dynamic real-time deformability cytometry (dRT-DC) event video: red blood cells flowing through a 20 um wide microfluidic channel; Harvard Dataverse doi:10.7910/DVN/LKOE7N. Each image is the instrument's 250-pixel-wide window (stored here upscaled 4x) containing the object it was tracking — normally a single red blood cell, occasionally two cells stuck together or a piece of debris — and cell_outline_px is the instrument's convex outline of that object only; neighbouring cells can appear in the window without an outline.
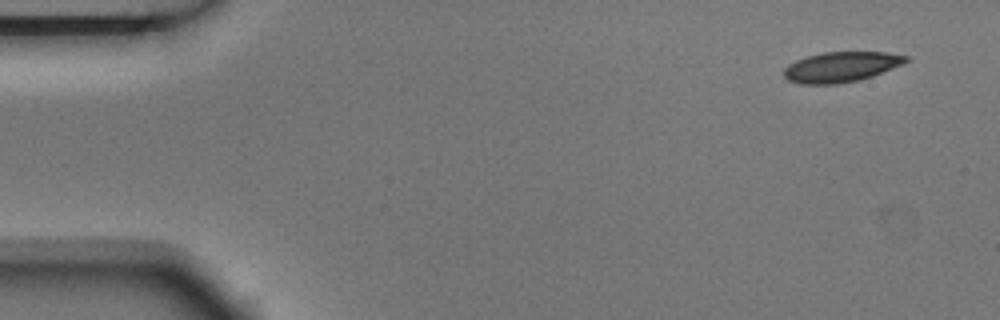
{"species": "Egyptian fruit bat (a non-hibernating species)", "species_latin": "Rousettus aegyptiacus", "temperature_condition": "room temperature", "stored_images_in_passage": 5, "camera_frame_rate_fps": 3000, "um_per_image_px": 0.085, "animal": {"sex": "male"}, "frame": {"image": 1, "passage_image": 1, "time_ms": 0.0, "image_size_px": [1000, 320], "cell_outline_px": [[912, 60], [904, 64], [872, 76], [860, 80], [836, 84], [800, 84], [788, 80], [784, 76], [784, 68], [788, 64], [796, 60], [808, 56], [824, 52], [888, 52], [908, 56]], "centroid_in_image_um": [71.53, 5.69], "position_along_channel_um": 13.5, "area_um2": 21.68}}
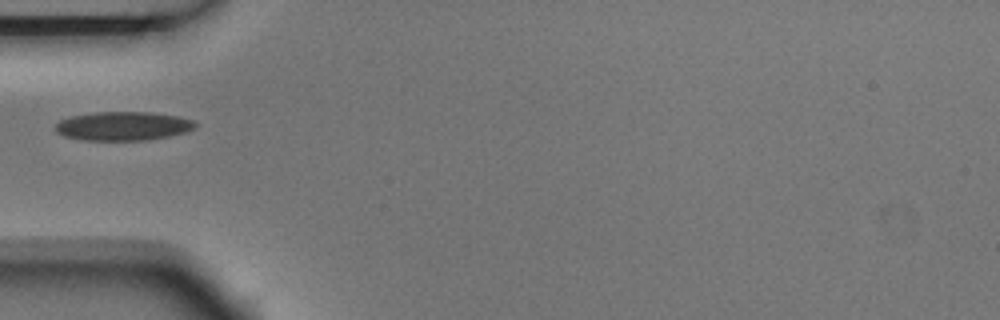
{"frame": {"image": 2, "passage_image": 4, "time_ms": 1.0, "image_size_px": [1000, 320], "cell_outline_px": [[196, 128], [184, 132], [168, 136], [148, 140], [84, 140], [64, 136], [56, 132], [56, 124], [60, 120], [72, 116], [96, 112], [152, 112], [180, 116], [192, 120], [196, 124]], "centroid_in_image_um": [10.48, 10.71], "position_along_channel_um": 74.5, "area_um2": 23.47}}
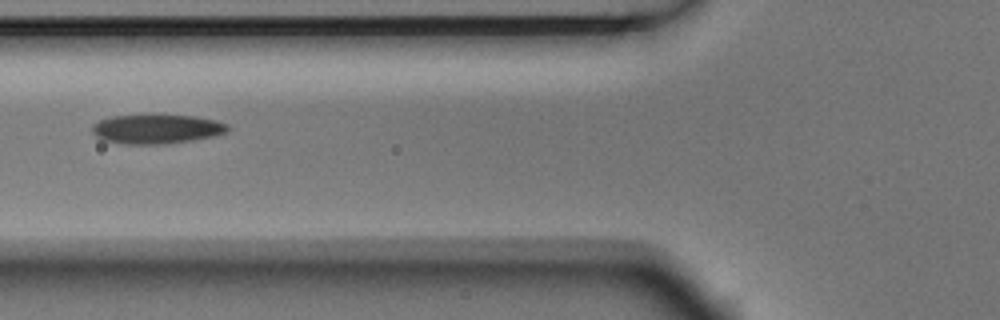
{"frame": {"image": 3, "passage_image": 5, "time_ms": 1.333, "image_size_px": [1000, 320], "cell_outline_px": [[228, 132], [216, 136], [192, 140], [164, 144], [124, 144], [100, 140], [92, 132], [92, 124], [100, 120], [112, 116], [196, 116], [216, 120], [228, 124]], "centroid_in_image_um": [13.32, 10.98], "position_along_channel_um": 112.5, "area_um2": 23.06}}